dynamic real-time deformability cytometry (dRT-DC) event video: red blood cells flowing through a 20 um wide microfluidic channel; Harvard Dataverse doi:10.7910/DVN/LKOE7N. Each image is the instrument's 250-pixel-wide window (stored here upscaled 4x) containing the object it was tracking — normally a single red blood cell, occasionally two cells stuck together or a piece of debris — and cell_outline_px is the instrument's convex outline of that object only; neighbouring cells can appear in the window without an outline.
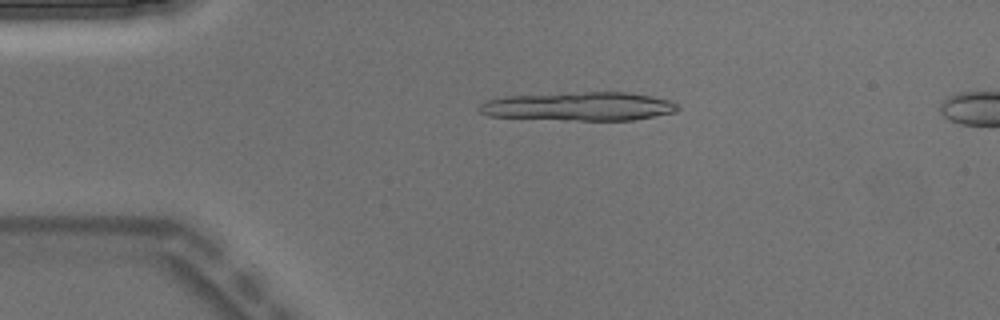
{"species": "Egyptian fruit bat (a non-hibernating species)", "species_latin": "Rousettus aegyptiacus", "temperature_condition": "warm", "stored_images_in_passage": 5, "camera_frame_rate_fps": 3000, "um_per_image_px": 0.085, "animal": {"sex": "male"}, "frame": {"image": 1, "passage_image": 3, "time_ms": 0.667, "image_size_px": [1000, 320], "cell_outline_px": [[680, 108], [676, 112], [632, 120], [564, 120], [488, 116], [480, 112], [480, 104], [484, 100], [504, 96], [584, 92], [628, 92], [652, 96], [672, 100], [680, 104]], "centroid_in_image_um": [49.26, 9.04], "position_along_channel_um": 35.7, "area_um2": 33.35}}